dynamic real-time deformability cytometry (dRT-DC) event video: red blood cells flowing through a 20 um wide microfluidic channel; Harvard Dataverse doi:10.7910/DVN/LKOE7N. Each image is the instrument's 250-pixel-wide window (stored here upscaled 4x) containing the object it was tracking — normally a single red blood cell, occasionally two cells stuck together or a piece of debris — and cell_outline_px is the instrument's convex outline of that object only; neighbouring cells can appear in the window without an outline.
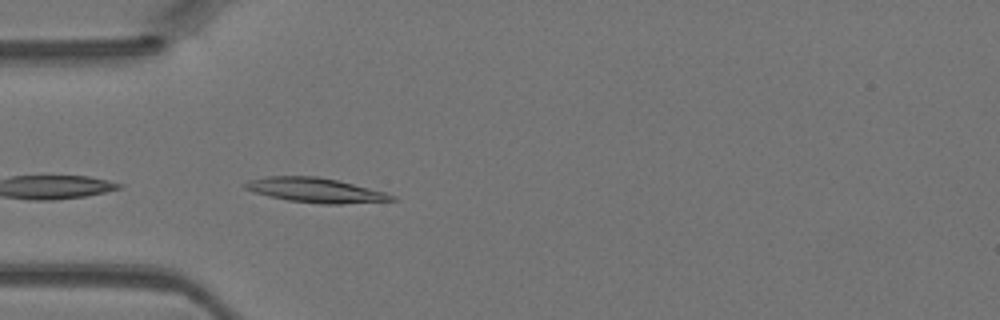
{"species": "Egyptian fruit bat (a non-hibernating species)", "species_latin": "Rousettus aegyptiacus", "temperature_condition": "warm", "stored_images_in_passage": 22, "camera_frame_rate_fps": 3000, "um_per_image_px": 0.085, "animal": {"sex": "female"}, "frame": {"image": 1, "passage_image": 1, "time_ms": 0.0, "image_size_px": [1000, 320], "cell_outline_px": [[396, 200], [340, 204], [320, 204], [288, 200], [268, 196], [244, 188], [244, 184], [248, 180], [268, 176], [316, 176], [336, 180], [384, 192], [396, 196]], "centroid_in_image_um": [26.79, 16.17], "position_along_channel_um": 58.2, "area_um2": 20.75}}
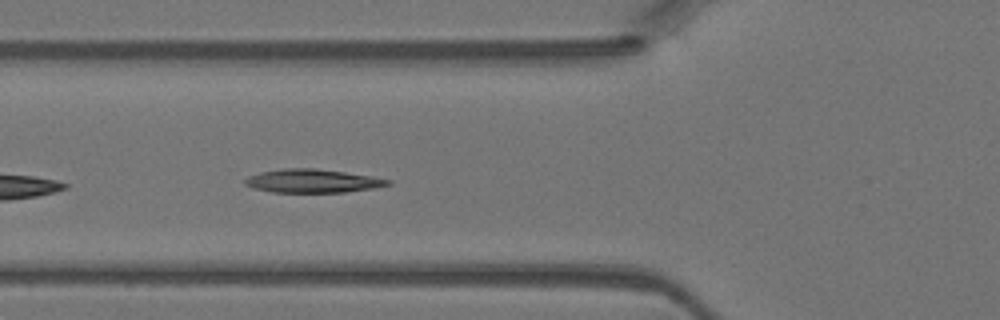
{"frame": {"image": 2, "passage_image": 4, "time_ms": 1.0, "image_size_px": [1000, 320], "cell_outline_px": [[392, 184], [372, 188], [344, 192], [272, 192], [252, 188], [244, 184], [244, 180], [248, 176], [260, 172], [284, 168], [316, 168], [372, 176], [392, 180]], "centroid_in_image_um": [26.54, 15.38], "position_along_channel_um": 99.3, "area_um2": 19.54}}
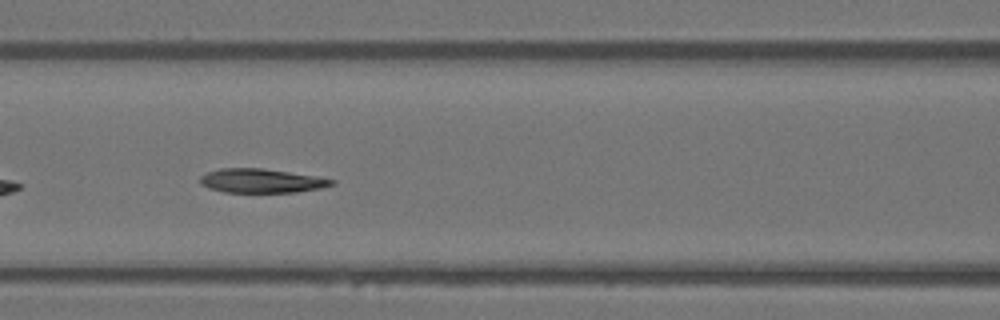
{"frame": {"image": 3, "passage_image": 7, "time_ms": 2.0, "image_size_px": [1000, 320], "cell_outline_px": [[336, 184], [320, 188], [296, 192], [224, 192], [208, 188], [200, 184], [200, 176], [208, 172], [220, 168], [264, 168], [316, 176], [336, 180]], "centroid_in_image_um": [22.22, 15.36], "position_along_channel_um": 144.4, "area_um2": 18.5}}